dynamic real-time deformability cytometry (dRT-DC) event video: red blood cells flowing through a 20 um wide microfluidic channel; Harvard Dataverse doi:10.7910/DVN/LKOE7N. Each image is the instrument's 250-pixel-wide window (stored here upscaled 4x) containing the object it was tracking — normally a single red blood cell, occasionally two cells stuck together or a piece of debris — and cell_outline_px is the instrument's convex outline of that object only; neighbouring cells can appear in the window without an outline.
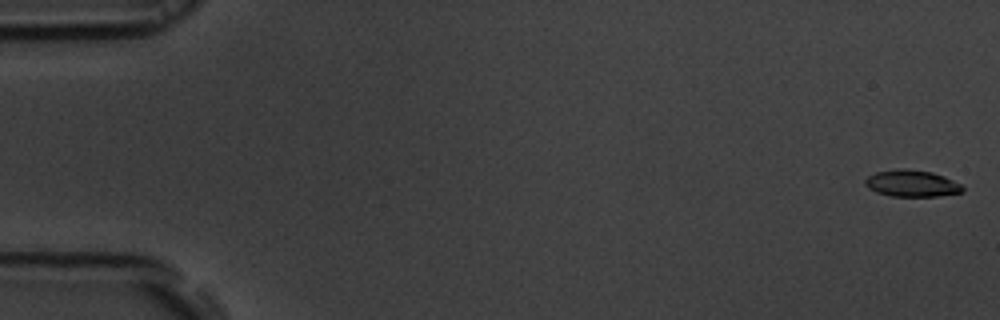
{"species": "common noctule bat (a hibernating species)", "species_latin": "Nyctalus noctula", "temperature_condition": "room temperature", "stored_images_in_passage": 55, "camera_frame_rate_fps": 3000, "um_per_image_px": 0.085, "animal": {"sex": "male", "body_mass_g": 19.5, "forearm_length_mm": 54.6}, "frame": {"image": 1, "passage_image": 1, "time_ms": 0.0, "image_size_px": [1000, 320], "cell_outline_px": [[964, 192], [936, 196], [892, 196], [876, 192], [868, 188], [864, 184], [864, 180], [868, 176], [876, 172], [900, 168], [904, 168], [932, 172], [944, 176], [960, 184], [964, 188]], "centroid_in_image_um": [77.48, 15.59], "position_along_channel_um": 7.5, "area_um2": 15.14}}
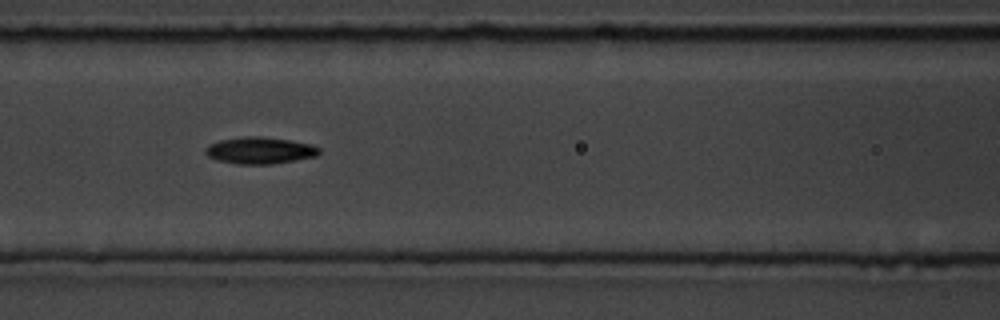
{"frame": {"image": 2, "passage_image": 24, "time_ms": 7.667, "image_size_px": [1000, 320], "cell_outline_px": [[320, 152], [316, 156], [296, 160], [272, 164], [236, 164], [216, 160], [208, 156], [204, 152], [204, 148], [208, 144], [220, 140], [244, 136], [260, 136], [292, 140], [312, 144], [320, 148]], "centroid_in_image_um": [22.07, 12.78], "position_along_channel_um": 144.5, "area_um2": 17.98}}
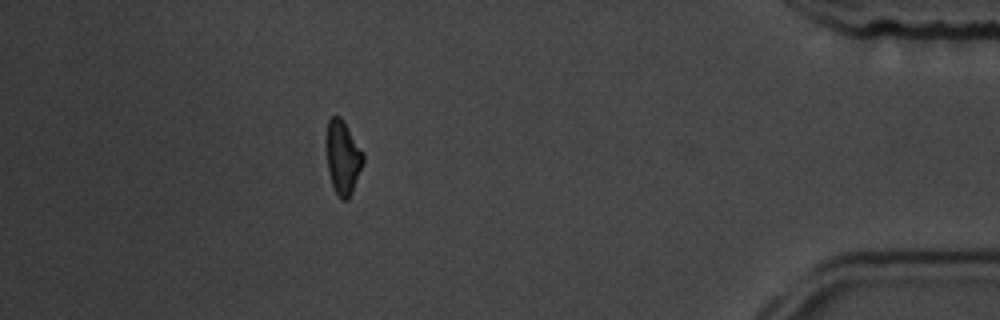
{"frame": {"image": 3, "passage_image": 49, "time_ms": 16.0, "image_size_px": [1000, 320], "cell_outline_px": [[364, 160], [352, 192], [348, 200], [340, 200], [332, 184], [328, 172], [324, 140], [328, 120], [332, 116], [340, 116], [344, 120], [364, 152]], "centroid_in_image_um": [29.11, 13.33], "position_along_channel_um": 406.1, "area_um2": 16.3}, "authors_computed_cell_mechanics": {"area_um2": 16.2996, "velocity_mm_per_s": 3.7311, "shape_relaxation_time_tau1_ms": 2.8551, "shape_relaxation_time_tau2_ms": null, "deformation_change_tau1": 0.1147, "deformation_change_tau2": null}}